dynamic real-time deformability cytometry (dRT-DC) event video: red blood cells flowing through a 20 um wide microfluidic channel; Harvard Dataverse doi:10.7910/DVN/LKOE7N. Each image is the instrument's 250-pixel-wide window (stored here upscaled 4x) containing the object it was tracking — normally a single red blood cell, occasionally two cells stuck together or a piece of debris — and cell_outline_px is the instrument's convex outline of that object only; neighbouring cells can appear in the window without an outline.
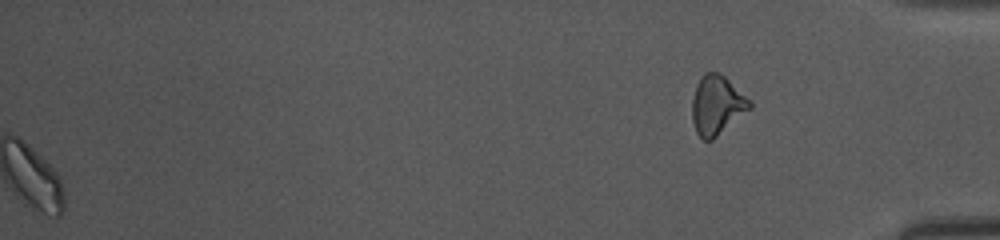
{"species": "common noctule bat (a hibernating species)", "species_latin": "Nyctalus noctula", "temperature_condition": "cold", "stored_images_in_passage": 50, "segment_of_instrument_passage": [2, 2], "camera_frame_rate_fps": 3000, "um_per_image_px": 0.085, "animal": {"sex": "female", "body_mass_g": 10.0, "forearm_length_mm": 53.1}, "frame": {"image": 1, "passage_image": 50, "time_ms": 16.333, "image_size_px": [1000, 240], "cell_outline_px": [[752, 108], [712, 140], [704, 140], [696, 132], [692, 120], [692, 96], [696, 84], [700, 76], [704, 72], [716, 72], [724, 76], [752, 100]], "centroid_in_image_um": [60.94, 8.92], "position_along_channel_um": 374.3, "area_um2": 20.06}}